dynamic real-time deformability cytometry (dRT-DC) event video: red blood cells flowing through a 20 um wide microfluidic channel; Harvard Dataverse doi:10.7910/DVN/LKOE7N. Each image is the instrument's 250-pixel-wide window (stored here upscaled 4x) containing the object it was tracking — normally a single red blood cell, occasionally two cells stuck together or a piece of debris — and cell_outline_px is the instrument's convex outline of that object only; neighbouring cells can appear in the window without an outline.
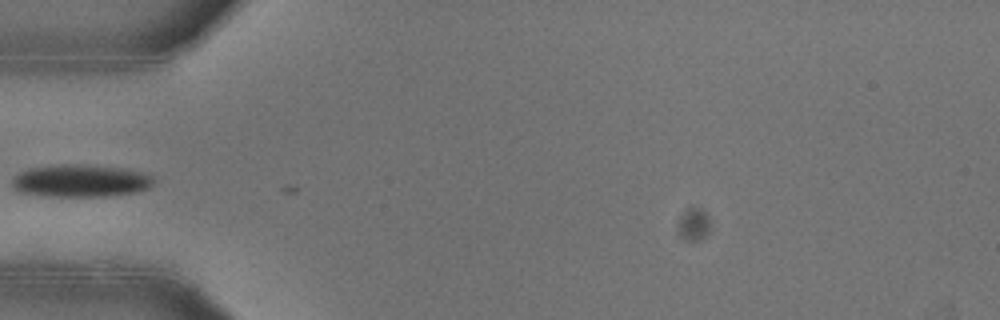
{"species": "common noctule bat (a hibernating species)", "species_latin": "Nyctalus noctula", "temperature_condition": "warm", "stored_images_in_passage": 2, "camera_frame_rate_fps": 3000, "um_per_image_px": 0.085, "animal": {"sex": "female"}, "frame": {"image": 1, "passage_image": 1, "time_ms": 0.0, "image_size_px": [1000, 320], "cell_outline_px": [[152, 184], [148, 188], [136, 192], [108, 196], [48, 196], [20, 192], [12, 188], [12, 180], [20, 172], [28, 168], [64, 164], [80, 164], [120, 168], [140, 172], [152, 176]], "centroid_in_image_um": [6.81, 15.37], "position_along_channel_um": 78.2, "area_um2": 26.53}}